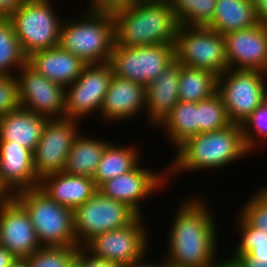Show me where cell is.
<instances>
[{"label": "cell", "mask_w": 267, "mask_h": 267, "mask_svg": "<svg viewBox=\"0 0 267 267\" xmlns=\"http://www.w3.org/2000/svg\"><path fill=\"white\" fill-rule=\"evenodd\" d=\"M181 200L169 229L164 259L171 267H211L218 258L215 216L200 196Z\"/></svg>", "instance_id": "cell-1"}, {"label": "cell", "mask_w": 267, "mask_h": 267, "mask_svg": "<svg viewBox=\"0 0 267 267\" xmlns=\"http://www.w3.org/2000/svg\"><path fill=\"white\" fill-rule=\"evenodd\" d=\"M175 152L172 164L165 167L167 179H171L173 173L182 174V171L223 168L250 154L243 141L241 125L233 123L220 130L193 135Z\"/></svg>", "instance_id": "cell-2"}, {"label": "cell", "mask_w": 267, "mask_h": 267, "mask_svg": "<svg viewBox=\"0 0 267 267\" xmlns=\"http://www.w3.org/2000/svg\"><path fill=\"white\" fill-rule=\"evenodd\" d=\"M113 17L118 46L175 44L179 23L168 0L134 2Z\"/></svg>", "instance_id": "cell-3"}, {"label": "cell", "mask_w": 267, "mask_h": 267, "mask_svg": "<svg viewBox=\"0 0 267 267\" xmlns=\"http://www.w3.org/2000/svg\"><path fill=\"white\" fill-rule=\"evenodd\" d=\"M114 44L113 15L85 11L79 19L63 20L59 46L87 65L109 63Z\"/></svg>", "instance_id": "cell-4"}, {"label": "cell", "mask_w": 267, "mask_h": 267, "mask_svg": "<svg viewBox=\"0 0 267 267\" xmlns=\"http://www.w3.org/2000/svg\"><path fill=\"white\" fill-rule=\"evenodd\" d=\"M15 199L29 214L42 247L79 248L73 228V210L56 203L38 187L15 193Z\"/></svg>", "instance_id": "cell-5"}, {"label": "cell", "mask_w": 267, "mask_h": 267, "mask_svg": "<svg viewBox=\"0 0 267 267\" xmlns=\"http://www.w3.org/2000/svg\"><path fill=\"white\" fill-rule=\"evenodd\" d=\"M49 0H25L8 18L24 54L59 46L63 19ZM62 20V22H61Z\"/></svg>", "instance_id": "cell-6"}, {"label": "cell", "mask_w": 267, "mask_h": 267, "mask_svg": "<svg viewBox=\"0 0 267 267\" xmlns=\"http://www.w3.org/2000/svg\"><path fill=\"white\" fill-rule=\"evenodd\" d=\"M174 46L175 59L182 65L217 76L228 69L225 38L208 27L179 25Z\"/></svg>", "instance_id": "cell-7"}, {"label": "cell", "mask_w": 267, "mask_h": 267, "mask_svg": "<svg viewBox=\"0 0 267 267\" xmlns=\"http://www.w3.org/2000/svg\"><path fill=\"white\" fill-rule=\"evenodd\" d=\"M267 73L227 69L217 79V93L231 123L241 125L266 100Z\"/></svg>", "instance_id": "cell-8"}, {"label": "cell", "mask_w": 267, "mask_h": 267, "mask_svg": "<svg viewBox=\"0 0 267 267\" xmlns=\"http://www.w3.org/2000/svg\"><path fill=\"white\" fill-rule=\"evenodd\" d=\"M138 214L127 204L104 196L99 190L73 210V228L79 247L104 232L129 225Z\"/></svg>", "instance_id": "cell-9"}, {"label": "cell", "mask_w": 267, "mask_h": 267, "mask_svg": "<svg viewBox=\"0 0 267 267\" xmlns=\"http://www.w3.org/2000/svg\"><path fill=\"white\" fill-rule=\"evenodd\" d=\"M175 60L173 44L123 47L114 44L109 60L113 75L145 87Z\"/></svg>", "instance_id": "cell-10"}, {"label": "cell", "mask_w": 267, "mask_h": 267, "mask_svg": "<svg viewBox=\"0 0 267 267\" xmlns=\"http://www.w3.org/2000/svg\"><path fill=\"white\" fill-rule=\"evenodd\" d=\"M142 221L138 215L129 225L97 235L84 248L95 257L127 267L148 253L150 235Z\"/></svg>", "instance_id": "cell-11"}, {"label": "cell", "mask_w": 267, "mask_h": 267, "mask_svg": "<svg viewBox=\"0 0 267 267\" xmlns=\"http://www.w3.org/2000/svg\"><path fill=\"white\" fill-rule=\"evenodd\" d=\"M112 76L109 63L86 65L76 81L65 87V118L79 121L100 113Z\"/></svg>", "instance_id": "cell-12"}, {"label": "cell", "mask_w": 267, "mask_h": 267, "mask_svg": "<svg viewBox=\"0 0 267 267\" xmlns=\"http://www.w3.org/2000/svg\"><path fill=\"white\" fill-rule=\"evenodd\" d=\"M79 122L70 118L47 120L32 153L33 167L39 179L64 170L68 154L79 135Z\"/></svg>", "instance_id": "cell-13"}, {"label": "cell", "mask_w": 267, "mask_h": 267, "mask_svg": "<svg viewBox=\"0 0 267 267\" xmlns=\"http://www.w3.org/2000/svg\"><path fill=\"white\" fill-rule=\"evenodd\" d=\"M16 73L21 107L48 119L65 118V87L40 75L28 63Z\"/></svg>", "instance_id": "cell-14"}, {"label": "cell", "mask_w": 267, "mask_h": 267, "mask_svg": "<svg viewBox=\"0 0 267 267\" xmlns=\"http://www.w3.org/2000/svg\"><path fill=\"white\" fill-rule=\"evenodd\" d=\"M139 164L132 171L126 172L104 182L98 190L106 197L123 202L132 208L139 216L141 212V201L152 196L164 187L167 179V170L162 174L159 172L145 169Z\"/></svg>", "instance_id": "cell-15"}, {"label": "cell", "mask_w": 267, "mask_h": 267, "mask_svg": "<svg viewBox=\"0 0 267 267\" xmlns=\"http://www.w3.org/2000/svg\"><path fill=\"white\" fill-rule=\"evenodd\" d=\"M0 245L17 258H28L42 248L29 214L15 198L0 206Z\"/></svg>", "instance_id": "cell-16"}, {"label": "cell", "mask_w": 267, "mask_h": 267, "mask_svg": "<svg viewBox=\"0 0 267 267\" xmlns=\"http://www.w3.org/2000/svg\"><path fill=\"white\" fill-rule=\"evenodd\" d=\"M223 36L229 69L267 73V27L258 23Z\"/></svg>", "instance_id": "cell-17"}, {"label": "cell", "mask_w": 267, "mask_h": 267, "mask_svg": "<svg viewBox=\"0 0 267 267\" xmlns=\"http://www.w3.org/2000/svg\"><path fill=\"white\" fill-rule=\"evenodd\" d=\"M145 110L146 87L143 84L113 75L99 117L112 123L121 122L131 119L133 116L135 118Z\"/></svg>", "instance_id": "cell-18"}, {"label": "cell", "mask_w": 267, "mask_h": 267, "mask_svg": "<svg viewBox=\"0 0 267 267\" xmlns=\"http://www.w3.org/2000/svg\"><path fill=\"white\" fill-rule=\"evenodd\" d=\"M0 177L14 194L38 187L32 152L12 141H0Z\"/></svg>", "instance_id": "cell-19"}, {"label": "cell", "mask_w": 267, "mask_h": 267, "mask_svg": "<svg viewBox=\"0 0 267 267\" xmlns=\"http://www.w3.org/2000/svg\"><path fill=\"white\" fill-rule=\"evenodd\" d=\"M181 63L176 59L146 86V113L151 125L157 127L179 102Z\"/></svg>", "instance_id": "cell-20"}, {"label": "cell", "mask_w": 267, "mask_h": 267, "mask_svg": "<svg viewBox=\"0 0 267 267\" xmlns=\"http://www.w3.org/2000/svg\"><path fill=\"white\" fill-rule=\"evenodd\" d=\"M38 188L56 203L71 210L81 206L98 191L93 178L70 175L64 171L42 177Z\"/></svg>", "instance_id": "cell-21"}, {"label": "cell", "mask_w": 267, "mask_h": 267, "mask_svg": "<svg viewBox=\"0 0 267 267\" xmlns=\"http://www.w3.org/2000/svg\"><path fill=\"white\" fill-rule=\"evenodd\" d=\"M27 63L40 75L63 87L76 81L87 65L60 46L32 53L28 56Z\"/></svg>", "instance_id": "cell-22"}, {"label": "cell", "mask_w": 267, "mask_h": 267, "mask_svg": "<svg viewBox=\"0 0 267 267\" xmlns=\"http://www.w3.org/2000/svg\"><path fill=\"white\" fill-rule=\"evenodd\" d=\"M47 120V117L20 106L0 117V141H12L33 153Z\"/></svg>", "instance_id": "cell-23"}, {"label": "cell", "mask_w": 267, "mask_h": 267, "mask_svg": "<svg viewBox=\"0 0 267 267\" xmlns=\"http://www.w3.org/2000/svg\"><path fill=\"white\" fill-rule=\"evenodd\" d=\"M257 24L253 0H216L214 17L206 27L225 35Z\"/></svg>", "instance_id": "cell-24"}, {"label": "cell", "mask_w": 267, "mask_h": 267, "mask_svg": "<svg viewBox=\"0 0 267 267\" xmlns=\"http://www.w3.org/2000/svg\"><path fill=\"white\" fill-rule=\"evenodd\" d=\"M109 143L110 141L90 138L79 133L68 154L63 171L70 175L93 178L105 147Z\"/></svg>", "instance_id": "cell-25"}, {"label": "cell", "mask_w": 267, "mask_h": 267, "mask_svg": "<svg viewBox=\"0 0 267 267\" xmlns=\"http://www.w3.org/2000/svg\"><path fill=\"white\" fill-rule=\"evenodd\" d=\"M131 146V147H130ZM121 146L110 142L102 154L93 180L99 188L104 182L132 171L139 165L138 149L133 145Z\"/></svg>", "instance_id": "cell-26"}, {"label": "cell", "mask_w": 267, "mask_h": 267, "mask_svg": "<svg viewBox=\"0 0 267 267\" xmlns=\"http://www.w3.org/2000/svg\"><path fill=\"white\" fill-rule=\"evenodd\" d=\"M158 127L167 133L168 141H171L176 149L189 137L199 134L198 102L190 103L179 100Z\"/></svg>", "instance_id": "cell-27"}, {"label": "cell", "mask_w": 267, "mask_h": 267, "mask_svg": "<svg viewBox=\"0 0 267 267\" xmlns=\"http://www.w3.org/2000/svg\"><path fill=\"white\" fill-rule=\"evenodd\" d=\"M218 76L205 69L181 64L179 100L197 103L209 98L217 91Z\"/></svg>", "instance_id": "cell-28"}, {"label": "cell", "mask_w": 267, "mask_h": 267, "mask_svg": "<svg viewBox=\"0 0 267 267\" xmlns=\"http://www.w3.org/2000/svg\"><path fill=\"white\" fill-rule=\"evenodd\" d=\"M20 42L8 17H0V75L14 76L26 63Z\"/></svg>", "instance_id": "cell-29"}, {"label": "cell", "mask_w": 267, "mask_h": 267, "mask_svg": "<svg viewBox=\"0 0 267 267\" xmlns=\"http://www.w3.org/2000/svg\"><path fill=\"white\" fill-rule=\"evenodd\" d=\"M179 25L206 27L214 17L216 0H168Z\"/></svg>", "instance_id": "cell-30"}, {"label": "cell", "mask_w": 267, "mask_h": 267, "mask_svg": "<svg viewBox=\"0 0 267 267\" xmlns=\"http://www.w3.org/2000/svg\"><path fill=\"white\" fill-rule=\"evenodd\" d=\"M198 124L199 134L220 130L231 124L226 108L217 92L198 102Z\"/></svg>", "instance_id": "cell-31"}, {"label": "cell", "mask_w": 267, "mask_h": 267, "mask_svg": "<svg viewBox=\"0 0 267 267\" xmlns=\"http://www.w3.org/2000/svg\"><path fill=\"white\" fill-rule=\"evenodd\" d=\"M241 127H242L244 144L247 150L252 154V151L255 152L256 150L255 147L260 146V142H262L261 144H263V142L267 140V101L266 100L263 101L251 113V115L241 124Z\"/></svg>", "instance_id": "cell-32"}, {"label": "cell", "mask_w": 267, "mask_h": 267, "mask_svg": "<svg viewBox=\"0 0 267 267\" xmlns=\"http://www.w3.org/2000/svg\"><path fill=\"white\" fill-rule=\"evenodd\" d=\"M78 247H42L27 258L28 267H67Z\"/></svg>", "instance_id": "cell-33"}, {"label": "cell", "mask_w": 267, "mask_h": 267, "mask_svg": "<svg viewBox=\"0 0 267 267\" xmlns=\"http://www.w3.org/2000/svg\"><path fill=\"white\" fill-rule=\"evenodd\" d=\"M243 204L239 214L252 226L267 234V186L259 187Z\"/></svg>", "instance_id": "cell-34"}, {"label": "cell", "mask_w": 267, "mask_h": 267, "mask_svg": "<svg viewBox=\"0 0 267 267\" xmlns=\"http://www.w3.org/2000/svg\"><path fill=\"white\" fill-rule=\"evenodd\" d=\"M20 107L15 76L0 75V117Z\"/></svg>", "instance_id": "cell-35"}, {"label": "cell", "mask_w": 267, "mask_h": 267, "mask_svg": "<svg viewBox=\"0 0 267 267\" xmlns=\"http://www.w3.org/2000/svg\"><path fill=\"white\" fill-rule=\"evenodd\" d=\"M87 9L89 13H101L114 15L116 12L128 8L134 0H91Z\"/></svg>", "instance_id": "cell-36"}, {"label": "cell", "mask_w": 267, "mask_h": 267, "mask_svg": "<svg viewBox=\"0 0 267 267\" xmlns=\"http://www.w3.org/2000/svg\"><path fill=\"white\" fill-rule=\"evenodd\" d=\"M237 222L235 226L238 227V234L241 237L239 243L267 242V234L261 229L252 227L240 214H238Z\"/></svg>", "instance_id": "cell-37"}, {"label": "cell", "mask_w": 267, "mask_h": 267, "mask_svg": "<svg viewBox=\"0 0 267 267\" xmlns=\"http://www.w3.org/2000/svg\"><path fill=\"white\" fill-rule=\"evenodd\" d=\"M232 252L231 258H267V242L239 243Z\"/></svg>", "instance_id": "cell-38"}, {"label": "cell", "mask_w": 267, "mask_h": 267, "mask_svg": "<svg viewBox=\"0 0 267 267\" xmlns=\"http://www.w3.org/2000/svg\"><path fill=\"white\" fill-rule=\"evenodd\" d=\"M75 257L83 264V267H120L117 263L93 256L84 247L78 248Z\"/></svg>", "instance_id": "cell-39"}, {"label": "cell", "mask_w": 267, "mask_h": 267, "mask_svg": "<svg viewBox=\"0 0 267 267\" xmlns=\"http://www.w3.org/2000/svg\"><path fill=\"white\" fill-rule=\"evenodd\" d=\"M257 22L267 27V0H253Z\"/></svg>", "instance_id": "cell-40"}, {"label": "cell", "mask_w": 267, "mask_h": 267, "mask_svg": "<svg viewBox=\"0 0 267 267\" xmlns=\"http://www.w3.org/2000/svg\"><path fill=\"white\" fill-rule=\"evenodd\" d=\"M25 0H0V17H9Z\"/></svg>", "instance_id": "cell-41"}, {"label": "cell", "mask_w": 267, "mask_h": 267, "mask_svg": "<svg viewBox=\"0 0 267 267\" xmlns=\"http://www.w3.org/2000/svg\"><path fill=\"white\" fill-rule=\"evenodd\" d=\"M241 267H267V258H233Z\"/></svg>", "instance_id": "cell-42"}, {"label": "cell", "mask_w": 267, "mask_h": 267, "mask_svg": "<svg viewBox=\"0 0 267 267\" xmlns=\"http://www.w3.org/2000/svg\"><path fill=\"white\" fill-rule=\"evenodd\" d=\"M15 198V194L3 182L0 177V206L4 203H9Z\"/></svg>", "instance_id": "cell-43"}, {"label": "cell", "mask_w": 267, "mask_h": 267, "mask_svg": "<svg viewBox=\"0 0 267 267\" xmlns=\"http://www.w3.org/2000/svg\"><path fill=\"white\" fill-rule=\"evenodd\" d=\"M16 258L13 253L0 245V267H9Z\"/></svg>", "instance_id": "cell-44"}, {"label": "cell", "mask_w": 267, "mask_h": 267, "mask_svg": "<svg viewBox=\"0 0 267 267\" xmlns=\"http://www.w3.org/2000/svg\"><path fill=\"white\" fill-rule=\"evenodd\" d=\"M146 257L137 261V262H134L133 264L127 266V267H165L167 265L165 259L163 258L162 260L160 259V261H158L156 264L155 263H150V262H147L146 263ZM145 261V262H144Z\"/></svg>", "instance_id": "cell-45"}, {"label": "cell", "mask_w": 267, "mask_h": 267, "mask_svg": "<svg viewBox=\"0 0 267 267\" xmlns=\"http://www.w3.org/2000/svg\"><path fill=\"white\" fill-rule=\"evenodd\" d=\"M211 267H241L237 261L233 258H228L227 260L223 261H216L213 263Z\"/></svg>", "instance_id": "cell-46"}, {"label": "cell", "mask_w": 267, "mask_h": 267, "mask_svg": "<svg viewBox=\"0 0 267 267\" xmlns=\"http://www.w3.org/2000/svg\"><path fill=\"white\" fill-rule=\"evenodd\" d=\"M9 267H28L27 258H16Z\"/></svg>", "instance_id": "cell-47"}, {"label": "cell", "mask_w": 267, "mask_h": 267, "mask_svg": "<svg viewBox=\"0 0 267 267\" xmlns=\"http://www.w3.org/2000/svg\"><path fill=\"white\" fill-rule=\"evenodd\" d=\"M67 267H83V264L76 257H74L69 262V264L67 265Z\"/></svg>", "instance_id": "cell-48"}, {"label": "cell", "mask_w": 267, "mask_h": 267, "mask_svg": "<svg viewBox=\"0 0 267 267\" xmlns=\"http://www.w3.org/2000/svg\"><path fill=\"white\" fill-rule=\"evenodd\" d=\"M142 1H160V0H134V2H142Z\"/></svg>", "instance_id": "cell-49"}, {"label": "cell", "mask_w": 267, "mask_h": 267, "mask_svg": "<svg viewBox=\"0 0 267 267\" xmlns=\"http://www.w3.org/2000/svg\"><path fill=\"white\" fill-rule=\"evenodd\" d=\"M266 101H267V84H266Z\"/></svg>", "instance_id": "cell-50"}]
</instances>
